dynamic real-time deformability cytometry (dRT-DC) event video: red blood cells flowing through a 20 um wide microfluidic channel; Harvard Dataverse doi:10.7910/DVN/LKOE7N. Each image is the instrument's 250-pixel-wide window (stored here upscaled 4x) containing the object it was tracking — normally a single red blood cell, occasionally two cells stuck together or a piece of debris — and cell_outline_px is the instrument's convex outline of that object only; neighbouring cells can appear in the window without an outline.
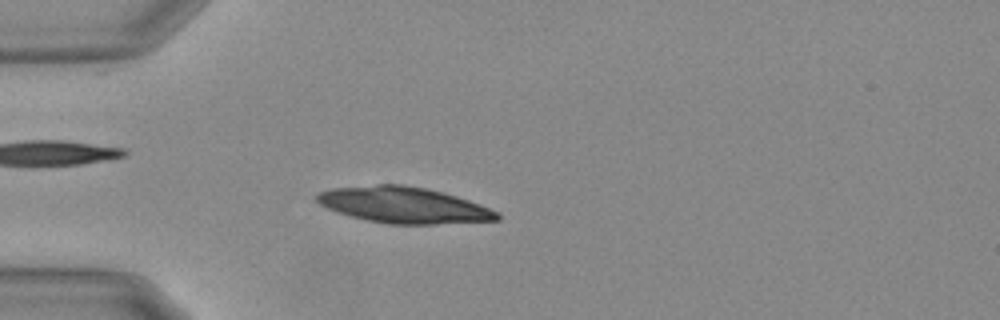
{"species": "Egyptian fruit bat (a non-hibernating species)", "species_latin": "Rousettus aegyptiacus", "temperature_condition": "warm", "stored_images_in_passage": 44, "camera_frame_rate_fps": 3000, "um_per_image_px": 0.085, "animal": {"sex": "female"}, "frame": {"image": 1, "passage_image": 5, "time_ms": 1.333, "image_size_px": [1000, 320], "cell_outline_px": [[500, 220], [436, 224], [388, 224], [368, 220], [336, 212], [320, 204], [316, 200], [316, 196], [320, 192], [332, 188], [376, 184], [400, 184], [424, 188], [444, 192], [468, 200], [500, 212]], "centroid_in_image_um": [34.33, 17.43], "position_along_channel_um": 50.7, "area_um2": 37.8}}
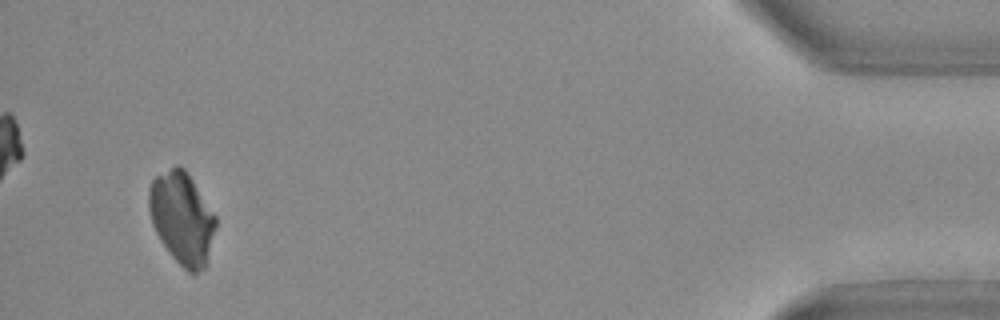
{"frame": {"image": 2, "passage_image": 42, "time_ms": 13.667, "image_size_px": [1000, 320], "cell_outline_px": [[216, 228], [208, 264], [204, 268], [196, 272], [188, 272], [168, 252], [160, 240], [152, 224], [148, 208], [148, 192], [152, 180], [156, 176], [176, 164], [180, 164], [184, 168], [216, 216]], "centroid_in_image_um": [15.47, 18.55], "position_along_channel_um": 419.7, "area_um2": 35.95}}